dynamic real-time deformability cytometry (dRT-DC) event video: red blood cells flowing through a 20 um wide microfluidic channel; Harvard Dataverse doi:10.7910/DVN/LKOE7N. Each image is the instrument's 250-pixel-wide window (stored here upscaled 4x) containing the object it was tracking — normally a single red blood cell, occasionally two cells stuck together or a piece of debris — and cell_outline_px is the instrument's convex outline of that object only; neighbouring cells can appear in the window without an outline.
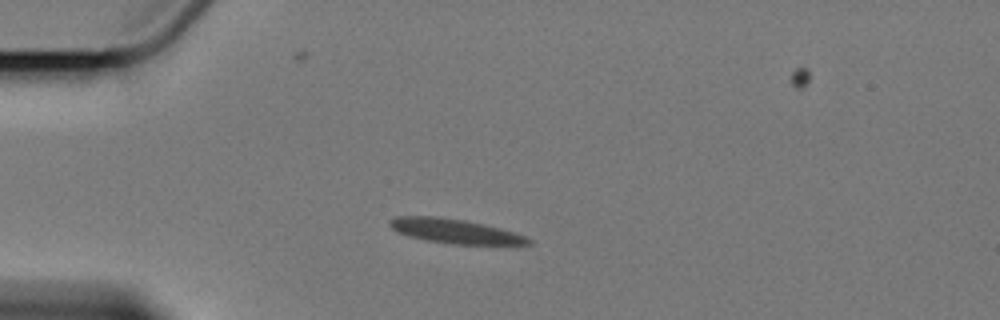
{"species": "Egyptian fruit bat (a non-hibernating species)", "species_latin": "Rousettus aegyptiacus", "temperature_condition": "cold", "stored_images_in_passage": 6, "camera_frame_rate_fps": 3000, "um_per_image_px": 0.085, "animal": {"sex": "female"}, "frame": {"image": 1, "passage_image": 3, "time_ms": 2.333, "image_size_px": [1000, 320], "cell_outline_px": [[532, 244], [516, 248], [452, 244], [424, 240], [408, 236], [396, 232], [388, 224], [388, 220], [396, 216], [436, 216], [464, 220], [484, 224], [500, 228], [524, 236], [532, 240]], "centroid_in_image_um": [38.81, 19.71], "position_along_channel_um": 46.2, "area_um2": 20.81}}
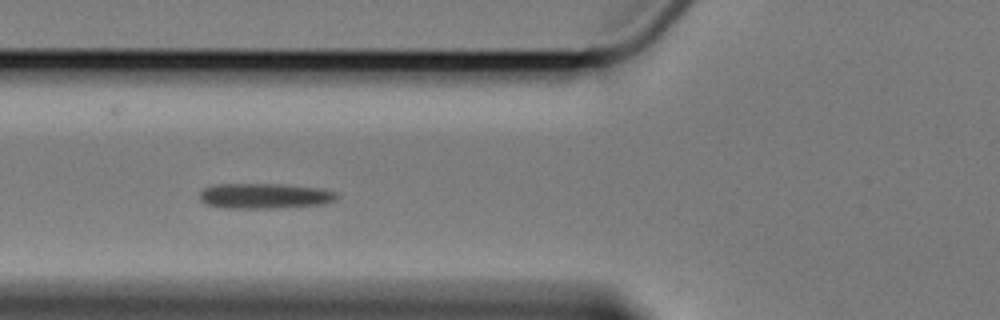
{"frame": {"image": 2, "passage_image": 5, "time_ms": 4.667, "image_size_px": [1000, 320], "cell_outline_px": [[340, 196], [336, 200], [324, 204], [272, 208], [224, 208], [208, 204], [200, 200], [200, 192], [204, 188], [216, 184], [280, 184], [320, 188], [336, 192]], "centroid_in_image_um": [22.52, 16.65], "position_along_channel_um": 103.3, "area_um2": 20.23}}
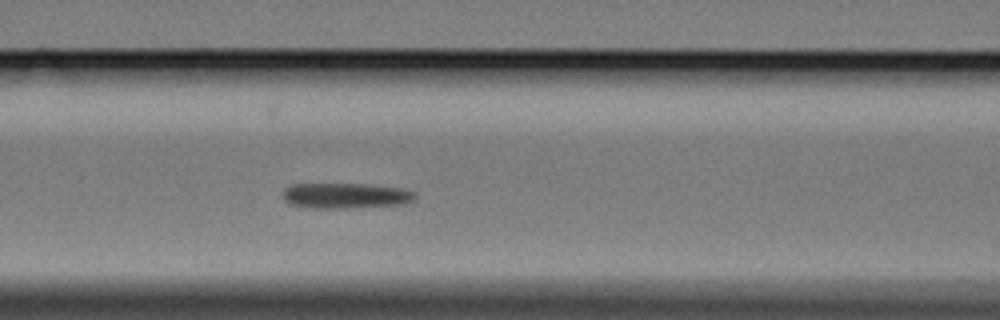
{"frame": {"image": 3, "passage_image": 6, "time_ms": 5.667, "image_size_px": [1000, 320], "cell_outline_px": [[416, 200], [404, 204], [348, 208], [312, 208], [292, 204], [284, 200], [284, 188], [292, 184], [364, 184], [400, 188], [416, 192]], "centroid_in_image_um": [29.42, 16.63], "position_along_channel_um": 137.2, "area_um2": 19.59}}